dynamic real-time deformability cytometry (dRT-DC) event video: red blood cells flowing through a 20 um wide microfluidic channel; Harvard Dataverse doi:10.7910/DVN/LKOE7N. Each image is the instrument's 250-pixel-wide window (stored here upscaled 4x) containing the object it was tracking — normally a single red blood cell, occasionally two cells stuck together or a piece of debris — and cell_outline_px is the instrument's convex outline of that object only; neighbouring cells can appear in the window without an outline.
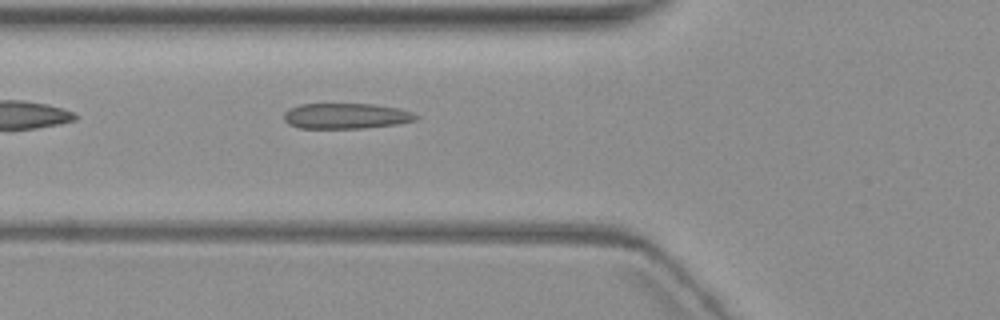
{"species": "common noctule bat (a hibernating species)", "species_latin": "Nyctalus noctula", "temperature_condition": "warm", "stored_images_in_passage": 4, "camera_frame_rate_fps": 3000, "um_per_image_px": 0.085, "animal": {"sex": "female", "body_mass_g": 19.3, "forearm_length_mm": 54.1}, "frame": {"image": 1, "passage_image": 4, "time_ms": 6.667, "image_size_px": [1000, 320], "cell_outline_px": [[420, 116], [416, 120], [396, 124], [364, 128], [300, 128], [288, 124], [284, 120], [284, 112], [288, 108], [300, 104], [372, 104], [396, 108], [412, 112]], "centroid_in_image_um": [29.38, 9.86], "position_along_channel_um": 96.4, "area_um2": 19.65}}